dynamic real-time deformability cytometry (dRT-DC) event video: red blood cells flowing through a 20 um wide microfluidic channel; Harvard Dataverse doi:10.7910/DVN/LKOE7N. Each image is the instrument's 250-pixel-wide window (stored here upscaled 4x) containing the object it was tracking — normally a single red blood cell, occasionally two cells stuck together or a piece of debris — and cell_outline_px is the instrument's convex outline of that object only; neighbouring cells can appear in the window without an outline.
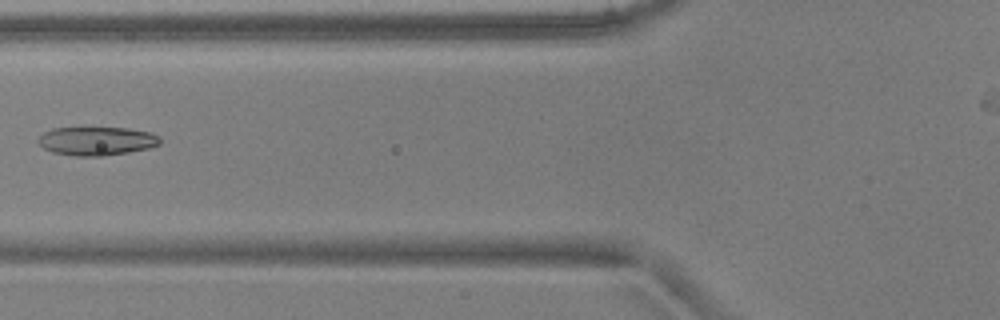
{"species": "common noctule bat (a hibernating species)", "species_latin": "Nyctalus noctula", "temperature_condition": "warm", "stored_images_in_passage": 6, "camera_frame_rate_fps": 3000, "um_per_image_px": 0.085, "animal": {"sex": "male", "body_mass_g": 17.9, "forearm_length_mm": 54.2}, "frame": {"image": 1, "passage_image": 5, "time_ms": 1.333, "image_size_px": [1000, 320], "cell_outline_px": [[160, 144], [148, 148], [128, 152], [104, 156], [76, 156], [52, 152], [44, 148], [36, 140], [44, 132], [52, 128], [128, 128], [148, 132], [160, 136]], "centroid_in_image_um": [8.2, 11.99], "position_along_channel_um": 117.6, "area_um2": 20.23}}
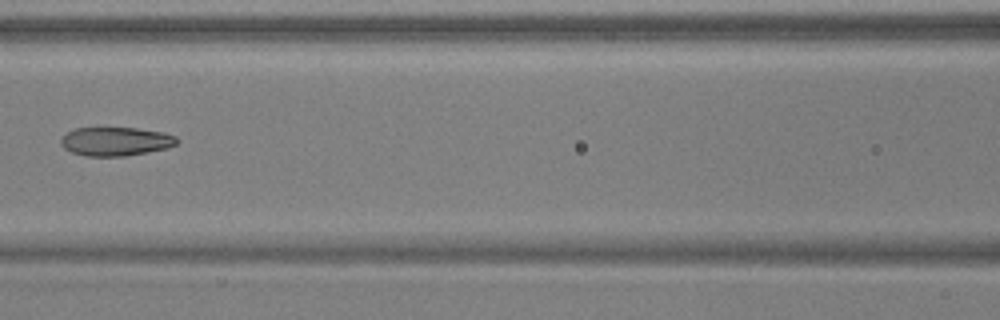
{"frame": {"image": 2, "passage_image": 6, "time_ms": 1.667, "image_size_px": [1000, 320], "cell_outline_px": [[180, 140], [176, 144], [168, 148], [148, 152], [124, 156], [84, 156], [72, 152], [64, 148], [60, 144], [60, 140], [68, 132], [76, 128], [136, 128], [164, 132], [176, 136]], "centroid_in_image_um": [9.86, 12.02], "position_along_channel_um": 156.7, "area_um2": 19.48}}